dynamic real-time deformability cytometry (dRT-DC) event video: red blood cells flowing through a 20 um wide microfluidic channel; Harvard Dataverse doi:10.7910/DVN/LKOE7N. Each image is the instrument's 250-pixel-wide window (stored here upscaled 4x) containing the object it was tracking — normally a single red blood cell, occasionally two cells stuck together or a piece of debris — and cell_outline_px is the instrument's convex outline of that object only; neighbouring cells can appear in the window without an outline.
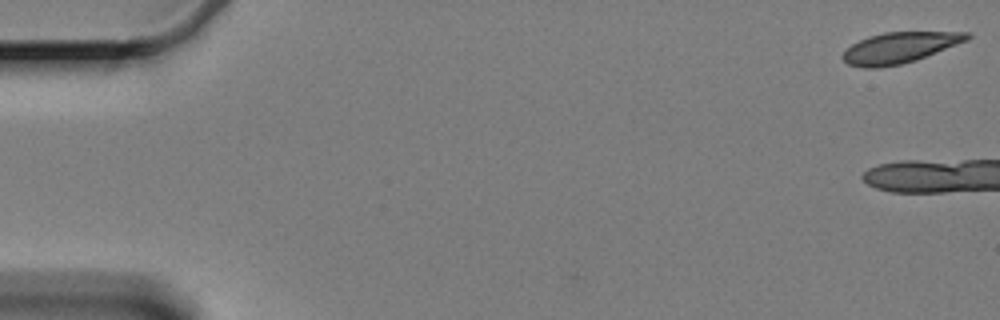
{"species": "Egyptian fruit bat (a non-hibernating species)", "species_latin": "Rousettus aegyptiacus", "temperature_condition": "cold", "stored_images_in_passage": 18, "camera_frame_rate_fps": 3000, "um_per_image_px": 0.085, "animal": {"sex": "female"}, "frame": {"image": 1, "passage_image": 1, "time_ms": 0.0, "image_size_px": [1000, 320], "cell_outline_px": [[972, 36], [968, 40], [916, 60], [900, 64], [876, 68], [864, 68], [848, 64], [840, 56], [852, 44], [868, 36], [884, 32], [968, 32]], "centroid_in_image_um": [76.45, 4.05], "position_along_channel_um": 8.5, "area_um2": 22.2}}